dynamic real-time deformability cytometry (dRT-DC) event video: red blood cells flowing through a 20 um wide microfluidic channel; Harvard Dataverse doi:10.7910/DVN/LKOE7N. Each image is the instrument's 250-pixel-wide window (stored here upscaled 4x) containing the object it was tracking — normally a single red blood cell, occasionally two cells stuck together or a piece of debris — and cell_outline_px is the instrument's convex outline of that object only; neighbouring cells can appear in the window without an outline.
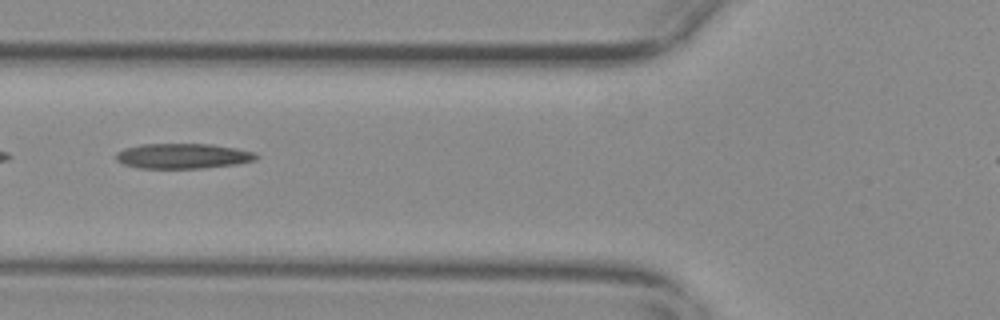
{"species": "common noctule bat (a hibernating species)", "species_latin": "Nyctalus noctula", "temperature_condition": "warm", "stored_images_in_passage": 42, "camera_frame_rate_fps": 3000, "um_per_image_px": 0.085, "animal": {"sex": "female", "body_mass_g": 29.2, "forearm_length_mm": 56.3}, "frame": {"image": 1, "passage_image": 13, "time_ms": 4.0, "image_size_px": [1000, 320], "cell_outline_px": [[260, 156], [256, 160], [236, 164], [204, 168], [136, 168], [124, 164], [116, 160], [116, 152], [124, 148], [140, 144], [212, 144], [236, 148], [252, 152]], "centroid_in_image_um": [15.53, 13.26], "position_along_channel_um": 110.3, "area_um2": 20.63}}
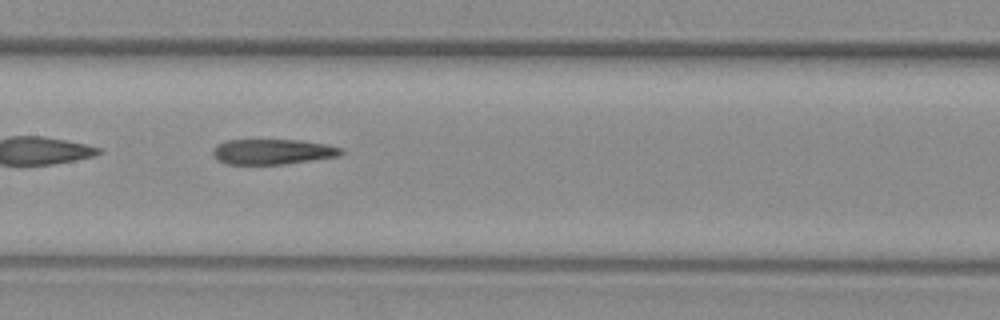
{"frame": {"image": 2, "passage_image": 19, "time_ms": 6.0, "image_size_px": [1000, 320], "cell_outline_px": [[344, 152], [340, 156], [284, 164], [228, 164], [216, 160], [212, 156], [212, 152], [216, 144], [224, 140], [300, 140], [328, 144], [344, 148]], "centroid_in_image_um": [23.17, 12.89], "position_along_channel_um": 184.2, "area_um2": 19.19}}